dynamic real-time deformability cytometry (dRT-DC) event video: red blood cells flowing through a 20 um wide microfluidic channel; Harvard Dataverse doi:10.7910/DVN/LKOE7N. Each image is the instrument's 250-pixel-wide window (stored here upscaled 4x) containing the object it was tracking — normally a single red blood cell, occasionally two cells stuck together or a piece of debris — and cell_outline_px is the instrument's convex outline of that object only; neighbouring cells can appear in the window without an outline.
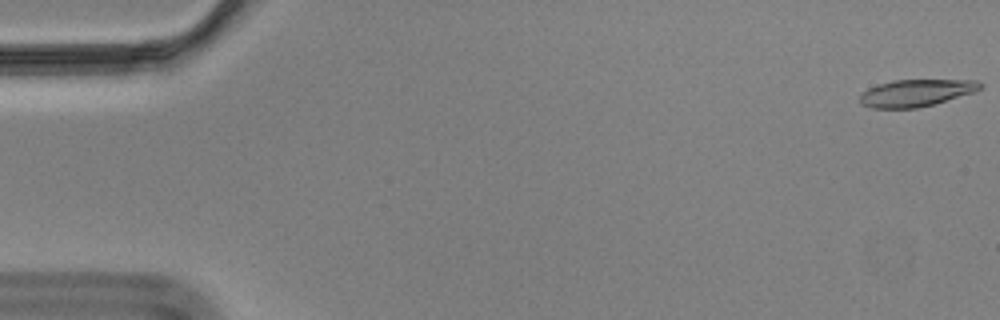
{"species": "Egyptian fruit bat (a non-hibernating species)", "species_latin": "Rousettus aegyptiacus", "temperature_condition": "cold", "stored_images_in_passage": 57, "camera_frame_rate_fps": 3000, "um_per_image_px": 0.085, "animal": {"sex": "male"}, "frame": {"image": 1, "passage_image": 1, "time_ms": 0.0, "image_size_px": [1000, 320], "cell_outline_px": [[984, 84], [976, 92], [936, 104], [916, 108], [872, 108], [860, 104], [860, 92], [868, 88], [892, 80], [976, 80]], "centroid_in_image_um": [77.88, 7.9], "position_along_channel_um": 7.1, "area_um2": 19.19}}
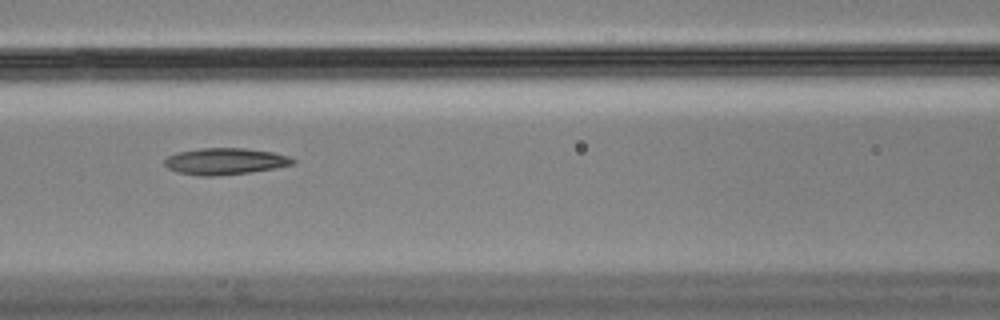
{"frame": {"image": 2, "passage_image": 25, "time_ms": 8.0, "image_size_px": [1000, 320], "cell_outline_px": [[296, 160], [292, 164], [276, 168], [248, 172], [212, 176], [200, 176], [176, 172], [168, 168], [164, 164], [164, 160], [168, 156], [176, 152], [200, 148], [244, 148], [272, 152], [288, 156]], "centroid_in_image_um": [19.09, 13.71], "position_along_channel_um": 147.5, "area_um2": 19.77}}
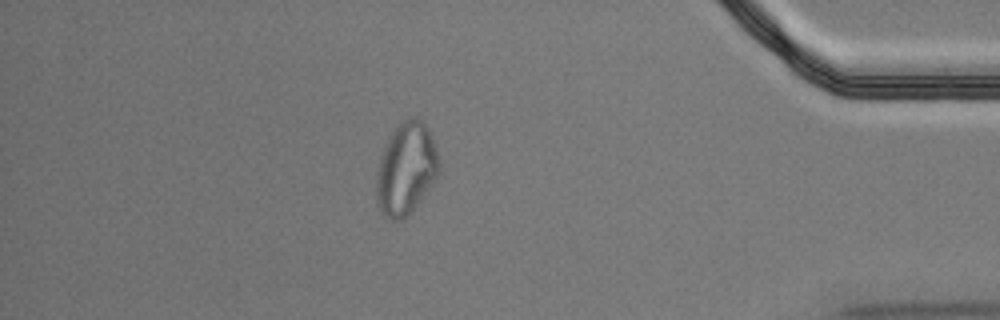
{"frame": {"image": 3, "passage_image": 50, "time_ms": 16.333, "image_size_px": [1000, 320], "cell_outline_px": [[440, 172], [432, 184], [420, 200], [400, 220], [392, 220], [380, 208], [376, 200], [376, 176], [380, 156], [384, 144], [396, 124], [408, 116], [420, 120], [428, 128], [436, 144], [440, 160]], "centroid_in_image_um": [34.52, 14.26], "position_along_channel_um": 400.7, "area_um2": 33.64}, "authors_computed_cell_mechanics": {"area_um2": 20.0566, "velocity_mm_per_s": 3.504, "shape_relaxation_time_tau1_ms": null, "shape_relaxation_time_tau2_ms": 4.1616, "deformation_change_tau1": null, "deformation_change_tau2": 0.1131}}